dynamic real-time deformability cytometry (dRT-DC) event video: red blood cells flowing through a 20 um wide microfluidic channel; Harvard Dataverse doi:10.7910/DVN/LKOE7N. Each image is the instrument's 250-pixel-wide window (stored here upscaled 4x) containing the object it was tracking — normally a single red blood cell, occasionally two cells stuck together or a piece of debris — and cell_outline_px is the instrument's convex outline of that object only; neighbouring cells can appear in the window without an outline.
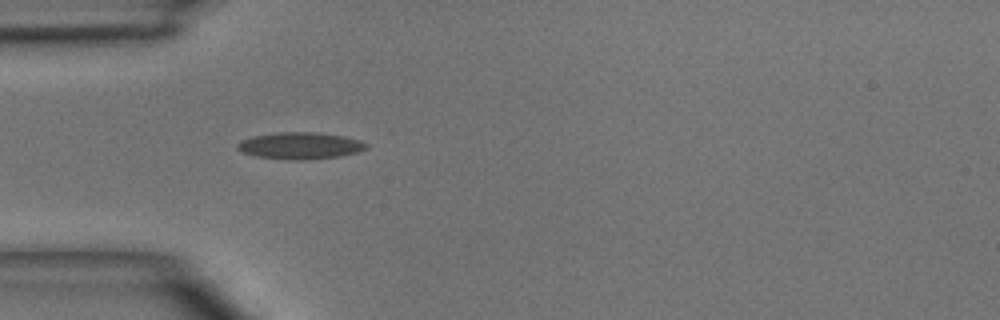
{"species": "common noctule bat (a hibernating species)", "species_latin": "Nyctalus noctula", "temperature_condition": "room temperature", "stored_images_in_passage": 1, "camera_frame_rate_fps": 3000, "um_per_image_px": 0.085, "animal": {"sex": "male", "body_mass_g": 15.6}, "frame": {"image": 1, "passage_image": 1, "time_ms": 0.0, "image_size_px": [1000, 320], "cell_outline_px": [[368, 148], [356, 152], [340, 156], [304, 160], [288, 160], [256, 156], [244, 152], [236, 148], [236, 144], [240, 140], [252, 136], [280, 132], [316, 132], [344, 136], [360, 140], [368, 144]], "centroid_in_image_um": [25.51, 12.38], "position_along_channel_um": 59.5, "area_um2": 20.17}}